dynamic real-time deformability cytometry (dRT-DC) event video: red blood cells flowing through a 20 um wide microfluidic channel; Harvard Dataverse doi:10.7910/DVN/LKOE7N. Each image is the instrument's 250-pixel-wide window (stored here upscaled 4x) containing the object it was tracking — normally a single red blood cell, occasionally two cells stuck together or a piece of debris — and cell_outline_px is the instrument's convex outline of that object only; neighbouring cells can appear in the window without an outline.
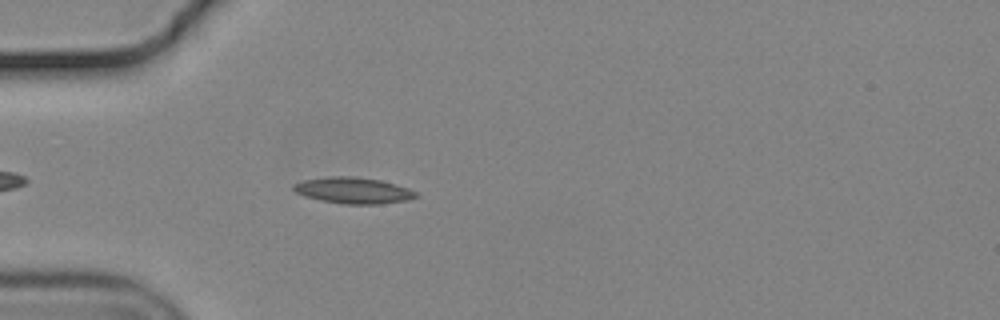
{"species": "common noctule bat (a hibernating species)", "species_latin": "Nyctalus noctula", "temperature_condition": "cold", "stored_images_in_passage": 20, "camera_frame_rate_fps": 3000, "um_per_image_px": 0.085, "animal": {"sex": "male", "body_mass_g": 19.2, "forearm_length_mm": 51.8}, "frame": {"image": 1, "passage_image": 6, "time_ms": 1.667, "image_size_px": [1000, 320], "cell_outline_px": [[420, 196], [408, 200], [380, 204], [344, 204], [320, 200], [304, 196], [296, 192], [292, 188], [292, 184], [304, 180], [328, 176], [352, 176], [380, 180], [396, 184], [408, 188], [416, 192]], "centroid_in_image_um": [30.03, 16.19], "position_along_channel_um": 55.0, "area_um2": 18.79}}
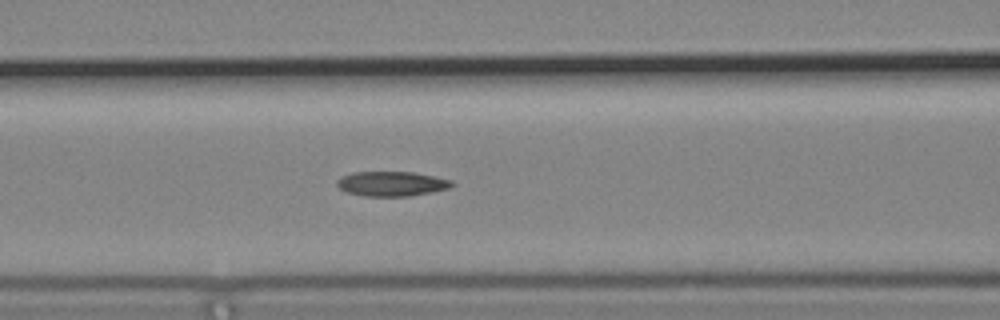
{"frame": {"image": 2, "passage_image": 13, "time_ms": 4.0, "image_size_px": [1000, 320], "cell_outline_px": [[456, 184], [448, 188], [432, 192], [408, 196], [364, 196], [348, 192], [340, 188], [336, 184], [336, 180], [340, 176], [352, 172], [412, 172], [452, 180]], "centroid_in_image_um": [33.27, 15.61], "position_along_channel_um": 133.3, "area_um2": 16.53}}
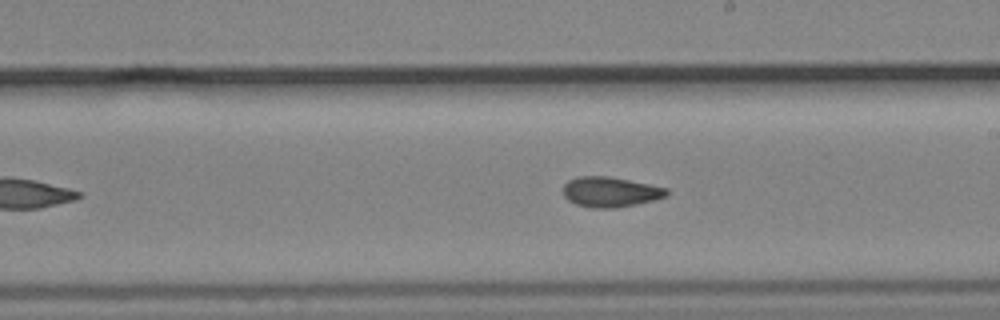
{"frame": {"image": 3, "passage_image": 18, "time_ms": 5.667, "image_size_px": [1000, 320], "cell_outline_px": [[668, 196], [636, 204], [616, 208], [592, 208], [576, 204], [568, 200], [564, 196], [564, 184], [568, 180], [580, 176], [608, 176], [668, 188]], "centroid_in_image_um": [51.87, 16.32], "position_along_channel_um": 237.1, "area_um2": 18.09}}